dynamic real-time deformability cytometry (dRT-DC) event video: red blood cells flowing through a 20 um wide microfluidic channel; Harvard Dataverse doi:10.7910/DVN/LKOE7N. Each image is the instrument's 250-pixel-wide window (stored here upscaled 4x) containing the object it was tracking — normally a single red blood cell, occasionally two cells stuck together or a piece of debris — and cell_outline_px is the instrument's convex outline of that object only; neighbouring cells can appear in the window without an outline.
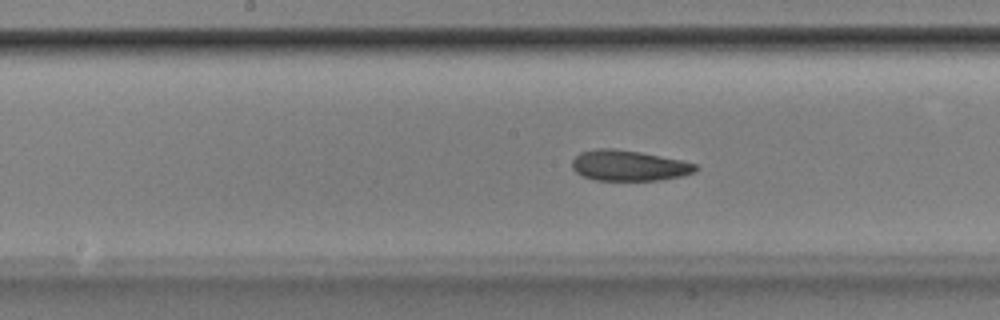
{"species": "Egyptian fruit bat (a non-hibernating species)", "species_latin": "Rousettus aegyptiacus", "temperature_condition": "room temperature", "stored_images_in_passage": 51, "camera_frame_rate_fps": 3000, "um_per_image_px": 0.085, "animal": {"sex": "male"}, "frame": {"image": 1, "passage_image": 25, "time_ms": 8.0, "image_size_px": [1000, 320], "cell_outline_px": [[700, 168], [696, 172], [680, 176], [660, 180], [596, 180], [584, 176], [576, 172], [572, 168], [572, 160], [580, 152], [596, 148], [612, 148], [640, 152], [684, 160], [696, 164]], "centroid_in_image_um": [53.48, 14.06], "position_along_channel_um": 194.7, "area_um2": 22.14}}
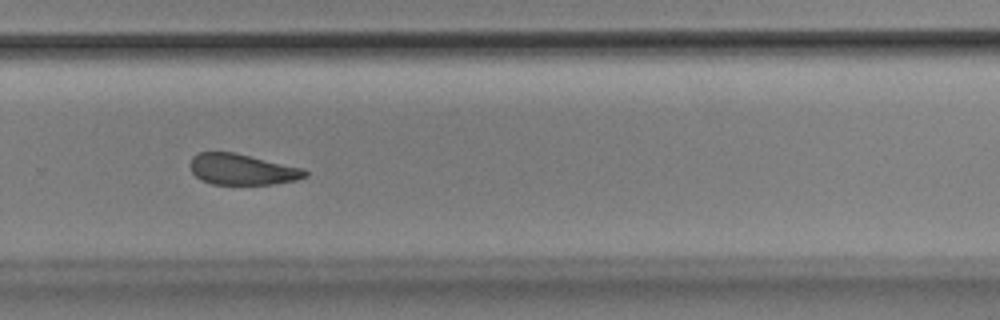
{"frame": {"image": 2, "passage_image": 34, "time_ms": 11.0, "image_size_px": [1000, 320], "cell_outline_px": [[308, 176], [296, 180], [272, 184], [212, 184], [200, 180], [192, 172], [188, 164], [192, 156], [200, 152], [236, 152], [304, 168], [308, 172]], "centroid_in_image_um": [20.57, 14.39], "position_along_channel_um": 309.2, "area_um2": 20.98}}
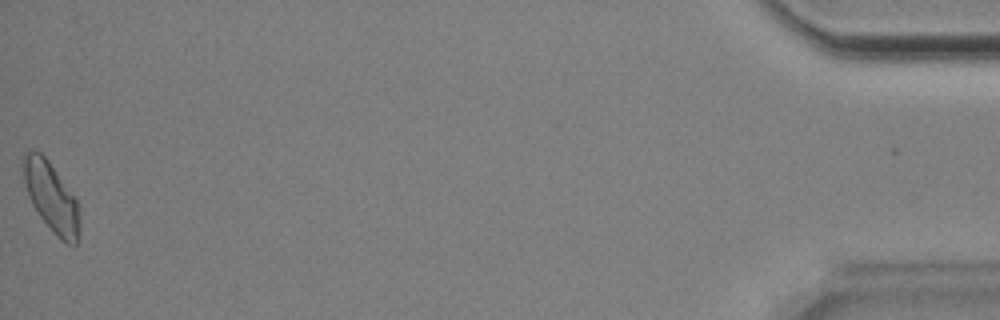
{"frame": {"image": 3, "passage_image": 51, "time_ms": 16.667, "image_size_px": [1000, 320], "cell_outline_px": [[80, 228], [76, 244], [68, 244], [60, 240], [56, 236], [40, 216], [32, 204], [28, 196], [24, 180], [24, 152], [28, 148], [32, 148], [40, 152], [48, 160], [76, 196], [80, 204]], "centroid_in_image_um": [4.4, 16.74], "position_along_channel_um": 430.8, "area_um2": 23.18}, "authors_computed_cell_mechanics": {"area_um2": 22.542, "velocity_mm_per_s": 3.8309, "shape_relaxation_time_tau1_ms": 3.804, "shape_relaxation_time_tau2_ms": 3.1288, "deformation_change_tau1": 0.1107, "deformation_change_tau2": 0.0965}}